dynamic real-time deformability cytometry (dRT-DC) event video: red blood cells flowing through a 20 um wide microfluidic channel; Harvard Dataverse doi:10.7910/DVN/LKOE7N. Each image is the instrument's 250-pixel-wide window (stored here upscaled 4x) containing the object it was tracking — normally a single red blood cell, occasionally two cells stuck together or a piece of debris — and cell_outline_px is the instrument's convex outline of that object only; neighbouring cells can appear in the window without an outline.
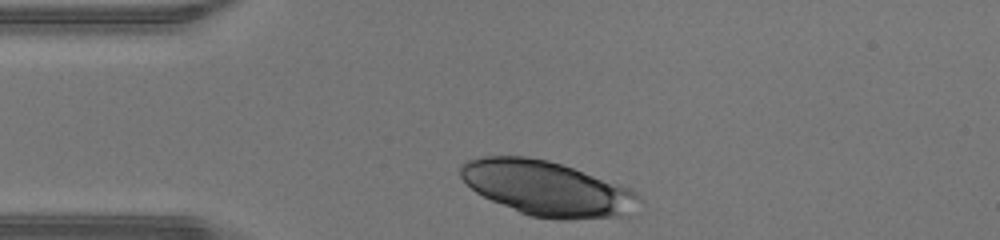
{"species": "human", "species_latin": "Homo sapiens", "temperature_condition": "warm", "stored_images_in_passage": 27, "camera_frame_rate_fps": 3000, "um_per_image_px": 0.085, "donor": {"sex": "male"}, "frame": {"image": 1, "passage_image": 1, "time_ms": 0.0, "image_size_px": [1000, 240], "cell_outline_px": [[640, 200], [628, 216], [568, 220], [556, 220], [532, 216], [520, 212], [492, 200], [476, 192], [460, 176], [460, 164], [468, 160], [484, 156], [528, 156], [548, 160], [632, 188], [640, 196]], "centroid_in_image_um": [46.53, 16.02], "position_along_channel_um": 38.5, "area_um2": 56.82}}
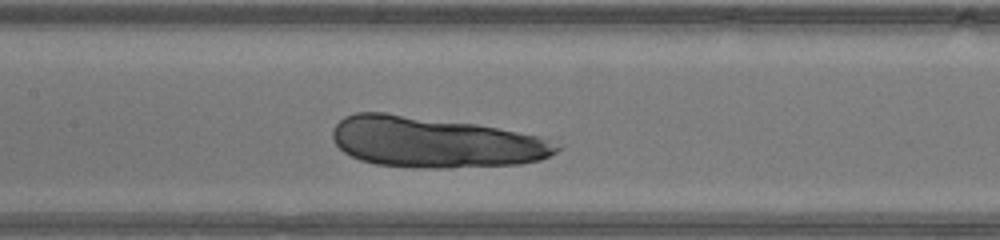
{"frame": {"image": 2, "passage_image": 12, "time_ms": 3.667, "image_size_px": [1000, 240], "cell_outline_px": [[564, 144], [556, 152], [540, 160], [520, 164], [448, 168], [416, 168], [376, 164], [360, 160], [344, 152], [336, 144], [332, 136], [332, 132], [336, 124], [344, 116], [356, 112], [384, 112], [476, 124], [536, 136]], "centroid_in_image_um": [36.95, 12.09], "position_along_channel_um": 170.4, "area_um2": 66.24}}
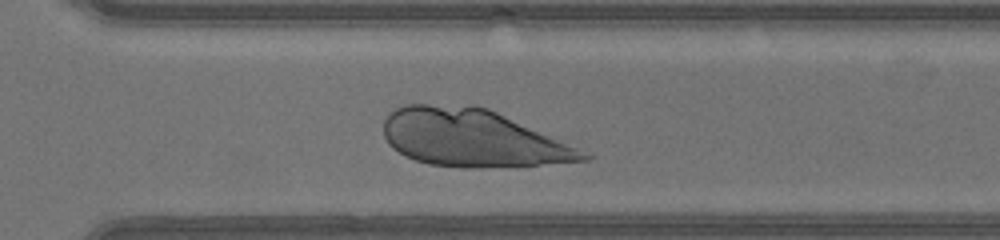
{"frame": {"image": 3, "passage_image": 23, "time_ms": 7.333, "image_size_px": [1000, 240], "cell_outline_px": [[592, 156], [588, 160], [536, 164], [472, 168], [464, 168], [428, 164], [404, 156], [392, 148], [388, 144], [384, 136], [384, 120], [396, 108], [408, 104], [472, 104], [488, 108], [592, 152]], "centroid_in_image_um": [40.18, 11.72], "position_along_channel_um": 330.4, "area_um2": 67.16}}